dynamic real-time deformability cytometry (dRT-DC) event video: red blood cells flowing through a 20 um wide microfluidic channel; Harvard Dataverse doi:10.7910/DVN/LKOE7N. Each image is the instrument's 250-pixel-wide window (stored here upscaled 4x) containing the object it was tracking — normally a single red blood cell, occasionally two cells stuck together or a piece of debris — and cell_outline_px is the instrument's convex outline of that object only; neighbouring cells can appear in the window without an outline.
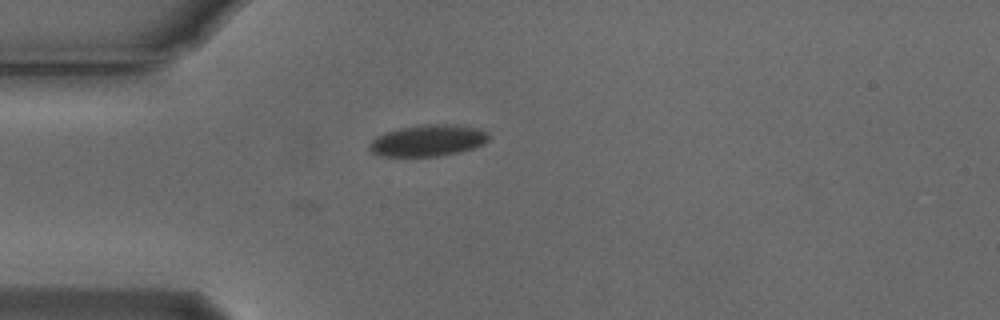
{"species": "Egyptian fruit bat (a non-hibernating species)", "species_latin": "Rousettus aegyptiacus", "temperature_condition": "cold", "stored_images_in_passage": 15, "camera_frame_rate_fps": 3000, "um_per_image_px": 0.085, "animal": {"sex": "male"}, "frame": {"image": 1, "passage_image": 15, "time_ms": 4.667, "image_size_px": [1000, 320], "cell_outline_px": [[488, 140], [484, 144], [460, 152], [436, 156], [380, 156], [372, 152], [368, 148], [368, 144], [376, 136], [384, 132], [416, 124], [448, 124], [480, 128], [488, 132]], "centroid_in_image_um": [36.35, 11.93], "position_along_channel_um": 48.6, "area_um2": 22.08}}